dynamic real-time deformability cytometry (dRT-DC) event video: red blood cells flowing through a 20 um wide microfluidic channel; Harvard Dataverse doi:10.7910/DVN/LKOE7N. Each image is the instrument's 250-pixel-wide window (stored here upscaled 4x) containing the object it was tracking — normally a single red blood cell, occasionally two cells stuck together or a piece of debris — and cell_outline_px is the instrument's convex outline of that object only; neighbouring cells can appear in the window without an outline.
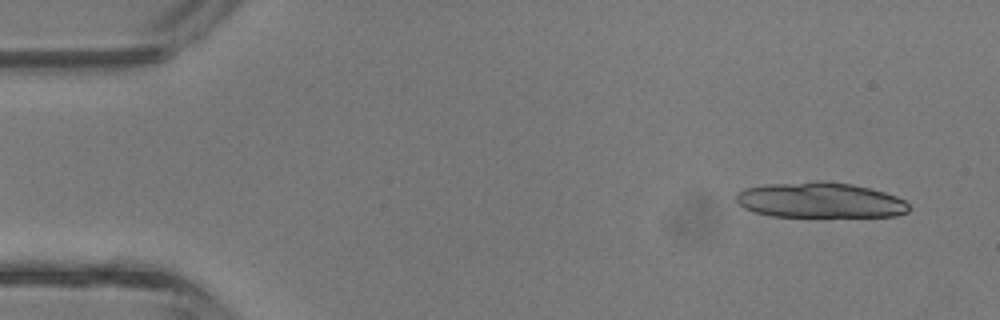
{"species": "common noctule bat (a hibernating species)", "species_latin": "Nyctalus noctula", "temperature_condition": "room temperature", "stored_images_in_passage": 15, "camera_frame_rate_fps": 3000, "um_per_image_px": 0.085, "animal": {"sex": "male", "body_mass_g": 13.3}, "frame": {"image": 1, "passage_image": 2, "time_ms": 0.333, "image_size_px": [1000, 320], "cell_outline_px": [[908, 212], [896, 216], [772, 216], [756, 212], [744, 208], [736, 200], [736, 192], [744, 188], [768, 184], [816, 180], [824, 180], [852, 184], [884, 192], [896, 196], [904, 200], [908, 204]], "centroid_in_image_um": [69.69, 17.0], "position_along_channel_um": 15.3, "area_um2": 35.66}}